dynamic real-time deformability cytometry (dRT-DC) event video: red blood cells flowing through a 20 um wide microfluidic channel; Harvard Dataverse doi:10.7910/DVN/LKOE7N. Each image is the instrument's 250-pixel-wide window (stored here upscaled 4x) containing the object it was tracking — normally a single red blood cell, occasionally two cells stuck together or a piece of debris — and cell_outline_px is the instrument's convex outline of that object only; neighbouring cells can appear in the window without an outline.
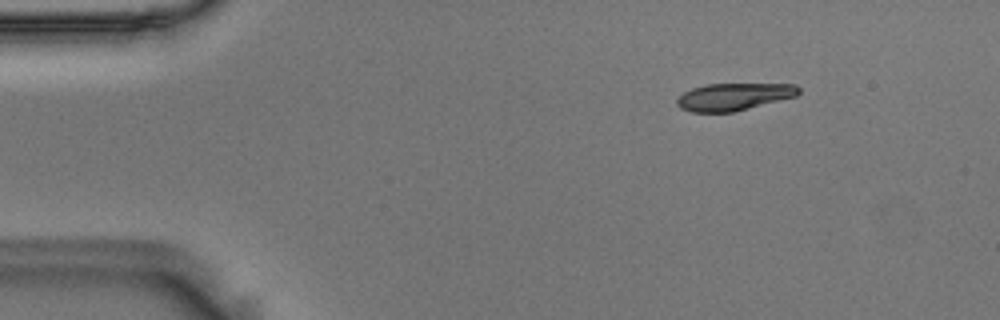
{"species": "Egyptian fruit bat (a non-hibernating species)", "species_latin": "Rousettus aegyptiacus", "temperature_condition": "room temperature", "stored_images_in_passage": 49, "camera_frame_rate_fps": 3000, "um_per_image_px": 0.085, "animal": {"sex": "male"}, "frame": {"image": 1, "passage_image": 1, "time_ms": 0.0, "image_size_px": [1000, 320], "cell_outline_px": [[800, 92], [796, 96], [732, 112], [692, 112], [680, 108], [676, 104], [676, 100], [684, 92], [692, 88], [708, 84], [796, 84], [800, 88]], "centroid_in_image_um": [62.36, 8.22], "position_along_channel_um": 22.6, "area_um2": 19.19}}
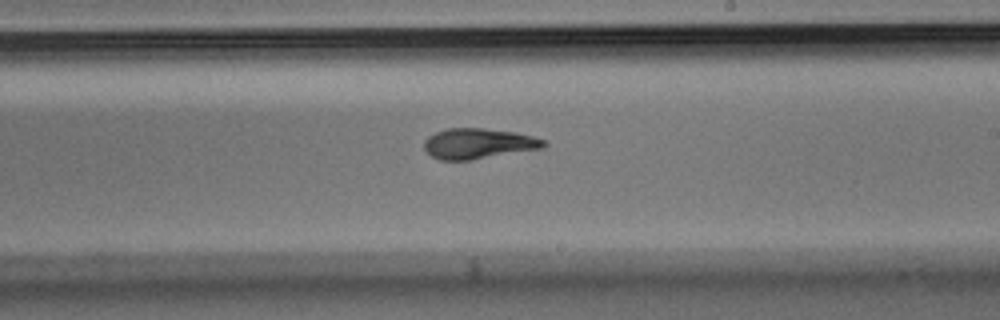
{"frame": {"image": 2, "passage_image": 26, "time_ms": 8.333, "image_size_px": [1000, 320], "cell_outline_px": [[548, 144], [544, 148], [472, 160], [440, 160], [432, 156], [424, 148], [424, 140], [428, 136], [436, 132], [448, 128], [484, 128], [516, 132], [548, 140]], "centroid_in_image_um": [40.71, 12.2], "position_along_channel_um": 248.3, "area_um2": 21.44}}
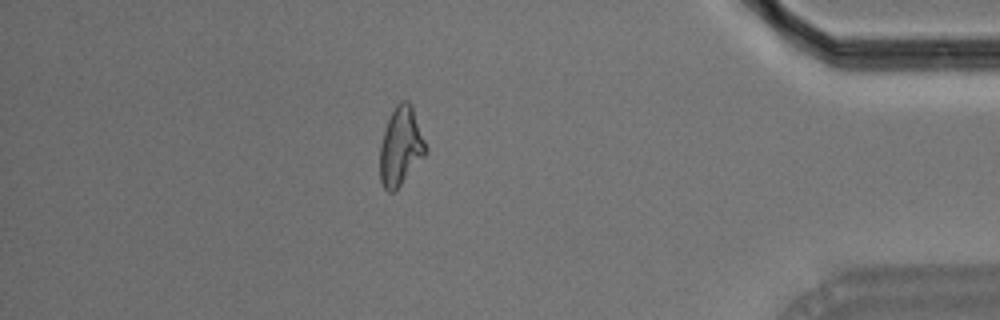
{"frame": {"image": 3, "passage_image": 42, "time_ms": 13.667, "image_size_px": [1000, 320], "cell_outline_px": [[428, 152], [400, 184], [392, 192], [388, 192], [384, 188], [380, 180], [380, 144], [388, 120], [396, 104], [400, 100], [408, 100], [412, 104], [428, 148]], "centroid_in_image_um": [34.08, 12.4], "position_along_channel_um": 401.1, "area_um2": 20.87}, "authors_computed_cell_mechanics": {"area_um2": 20.9814, "velocity_mm_per_s": 3.5987, "shape_relaxation_time_tau1_ms": 6.7112, "shape_relaxation_time_tau2_ms": 1.4569, "deformation_change_tau1": 0.192, "deformation_change_tau2": 0.0725}}